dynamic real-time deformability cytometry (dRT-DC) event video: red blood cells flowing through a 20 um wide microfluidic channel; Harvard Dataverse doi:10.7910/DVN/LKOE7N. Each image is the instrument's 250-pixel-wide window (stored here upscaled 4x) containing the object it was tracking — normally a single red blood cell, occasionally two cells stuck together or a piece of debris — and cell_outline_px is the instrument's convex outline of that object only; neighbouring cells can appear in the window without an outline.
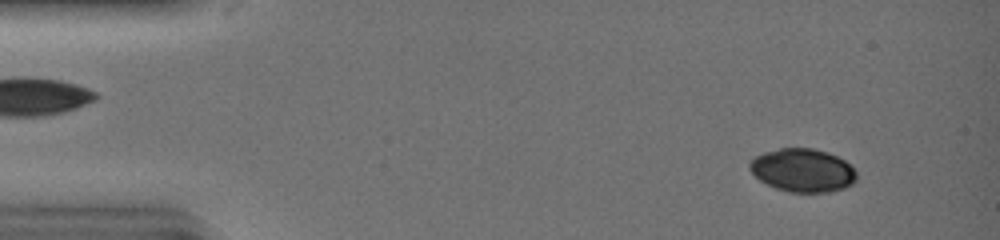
{"species": "common noctule bat (a hibernating species)", "species_latin": "Nyctalus noctula", "temperature_condition": "warm", "stored_images_in_passage": 32, "camera_frame_rate_fps": 3000, "um_per_image_px": 0.085, "animal": {"sex": "female", "body_mass_g": 19.0, "forearm_length_mm": 51.5}, "frame": {"image": 1, "passage_image": 4, "time_ms": 1.0, "image_size_px": [1000, 240], "cell_outline_px": [[856, 180], [852, 184], [844, 188], [828, 192], [788, 192], [776, 188], [760, 180], [748, 168], [748, 164], [756, 156], [764, 152], [780, 148], [812, 148], [828, 152], [844, 160], [856, 172]], "centroid_in_image_um": [68.22, 14.47], "position_along_channel_um": 16.8, "area_um2": 26.82}}